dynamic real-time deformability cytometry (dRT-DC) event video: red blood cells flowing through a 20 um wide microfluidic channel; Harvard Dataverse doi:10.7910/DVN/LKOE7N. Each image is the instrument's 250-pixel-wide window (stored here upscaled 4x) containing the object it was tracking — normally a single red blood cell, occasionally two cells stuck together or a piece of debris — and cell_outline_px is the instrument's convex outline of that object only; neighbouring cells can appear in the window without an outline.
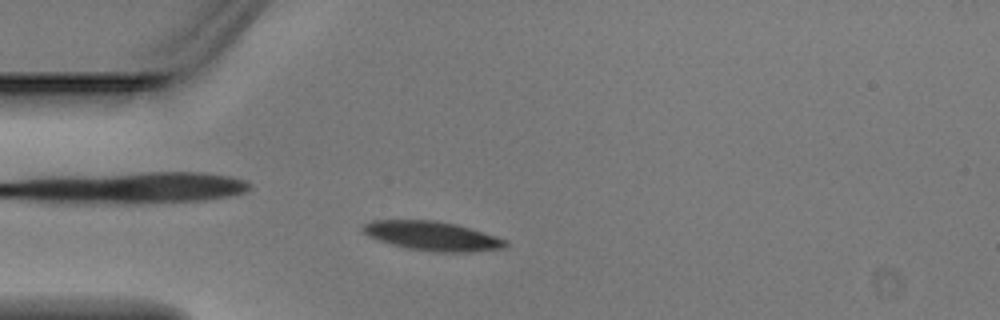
{"species": "Egyptian fruit bat (a non-hibernating species)", "species_latin": "Rousettus aegyptiacus", "temperature_condition": "warm", "stored_images_in_passage": 5, "camera_frame_rate_fps": 3000, "um_per_image_px": 0.085, "animal": {"sex": "male"}, "frame": {"image": 1, "passage_image": 5, "time_ms": 1.333, "image_size_px": [1000, 320], "cell_outline_px": [[508, 244], [504, 248], [472, 252], [436, 252], [408, 248], [392, 244], [368, 236], [360, 228], [364, 224], [372, 220], [436, 220], [456, 224], [496, 236], [508, 240]], "centroid_in_image_um": [36.76, 20.05], "position_along_channel_um": 48.2, "area_um2": 24.22}}